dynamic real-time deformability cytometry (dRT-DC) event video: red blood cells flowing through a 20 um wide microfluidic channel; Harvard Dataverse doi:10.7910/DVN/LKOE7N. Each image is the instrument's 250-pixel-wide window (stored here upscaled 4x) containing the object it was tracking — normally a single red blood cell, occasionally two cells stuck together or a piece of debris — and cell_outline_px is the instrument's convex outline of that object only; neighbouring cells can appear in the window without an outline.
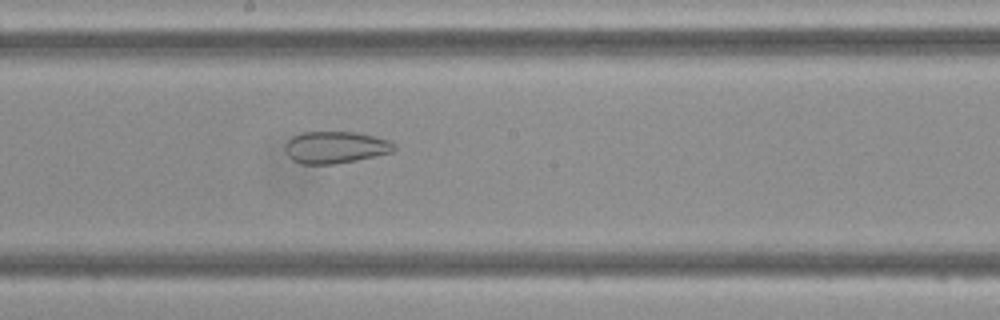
{"species": "Egyptian fruit bat (a non-hibernating species)", "species_latin": "Rousettus aegyptiacus", "temperature_condition": "cold", "stored_images_in_passage": 40, "camera_frame_rate_fps": 3000, "um_per_image_px": 0.085, "frame": {"image": 1, "passage_image": 18, "time_ms": 5.667, "image_size_px": [1000, 320], "cell_outline_px": [[396, 148], [392, 152], [356, 160], [332, 164], [300, 164], [292, 160], [288, 156], [288, 140], [292, 136], [304, 132], [356, 132], [392, 140], [396, 144]], "centroid_in_image_um": [28.57, 12.52], "position_along_channel_um": 219.6, "area_um2": 20.17}}
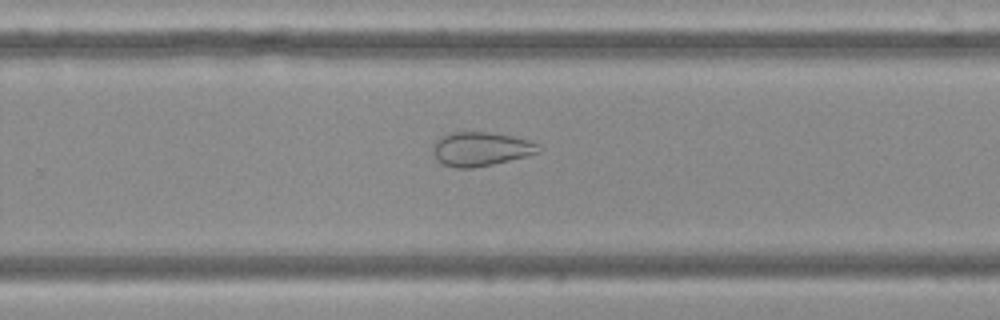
{"frame": {"image": 2, "passage_image": 23, "time_ms": 7.333, "image_size_px": [1000, 320], "cell_outline_px": [[544, 148], [540, 152], [528, 156], [492, 164], [472, 168], [456, 168], [444, 164], [432, 152], [432, 144], [440, 136], [452, 132], [488, 132], [512, 136], [528, 140], [540, 144]], "centroid_in_image_um": [40.9, 12.65], "position_along_channel_um": 288.9, "area_um2": 21.04}}